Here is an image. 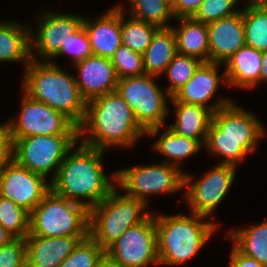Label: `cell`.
Returning <instances> with one entry per match:
<instances>
[{"label":"cell","instance_id":"cell-26","mask_svg":"<svg viewBox=\"0 0 267 267\" xmlns=\"http://www.w3.org/2000/svg\"><path fill=\"white\" fill-rule=\"evenodd\" d=\"M224 240L230 241L241 253L267 267V219L253 225L227 228Z\"/></svg>","mask_w":267,"mask_h":267},{"label":"cell","instance_id":"cell-1","mask_svg":"<svg viewBox=\"0 0 267 267\" xmlns=\"http://www.w3.org/2000/svg\"><path fill=\"white\" fill-rule=\"evenodd\" d=\"M106 153L78 141L67 153L56 177L50 182L51 190L90 210L116 188V170L108 174L105 168Z\"/></svg>","mask_w":267,"mask_h":267},{"label":"cell","instance_id":"cell-21","mask_svg":"<svg viewBox=\"0 0 267 267\" xmlns=\"http://www.w3.org/2000/svg\"><path fill=\"white\" fill-rule=\"evenodd\" d=\"M88 236L25 237L26 267H59L78 243Z\"/></svg>","mask_w":267,"mask_h":267},{"label":"cell","instance_id":"cell-12","mask_svg":"<svg viewBox=\"0 0 267 267\" xmlns=\"http://www.w3.org/2000/svg\"><path fill=\"white\" fill-rule=\"evenodd\" d=\"M19 109L5 120L12 138L79 135V128L64 114L36 101L20 89ZM13 116V117H12Z\"/></svg>","mask_w":267,"mask_h":267},{"label":"cell","instance_id":"cell-44","mask_svg":"<svg viewBox=\"0 0 267 267\" xmlns=\"http://www.w3.org/2000/svg\"><path fill=\"white\" fill-rule=\"evenodd\" d=\"M14 239L15 237L11 233L0 226V247L10 243Z\"/></svg>","mask_w":267,"mask_h":267},{"label":"cell","instance_id":"cell-46","mask_svg":"<svg viewBox=\"0 0 267 267\" xmlns=\"http://www.w3.org/2000/svg\"><path fill=\"white\" fill-rule=\"evenodd\" d=\"M228 267H237L236 264L229 258Z\"/></svg>","mask_w":267,"mask_h":267},{"label":"cell","instance_id":"cell-41","mask_svg":"<svg viewBox=\"0 0 267 267\" xmlns=\"http://www.w3.org/2000/svg\"><path fill=\"white\" fill-rule=\"evenodd\" d=\"M230 244L231 249L228 256L237 267H266L254 258L241 253L232 243Z\"/></svg>","mask_w":267,"mask_h":267},{"label":"cell","instance_id":"cell-37","mask_svg":"<svg viewBox=\"0 0 267 267\" xmlns=\"http://www.w3.org/2000/svg\"><path fill=\"white\" fill-rule=\"evenodd\" d=\"M239 5V0H204L192 18L208 24L239 13Z\"/></svg>","mask_w":267,"mask_h":267},{"label":"cell","instance_id":"cell-8","mask_svg":"<svg viewBox=\"0 0 267 267\" xmlns=\"http://www.w3.org/2000/svg\"><path fill=\"white\" fill-rule=\"evenodd\" d=\"M90 210L50 190L30 213L31 235L89 236Z\"/></svg>","mask_w":267,"mask_h":267},{"label":"cell","instance_id":"cell-16","mask_svg":"<svg viewBox=\"0 0 267 267\" xmlns=\"http://www.w3.org/2000/svg\"><path fill=\"white\" fill-rule=\"evenodd\" d=\"M50 190V182L44 176L20 166L15 160L0 172V196L12 200L29 213Z\"/></svg>","mask_w":267,"mask_h":267},{"label":"cell","instance_id":"cell-31","mask_svg":"<svg viewBox=\"0 0 267 267\" xmlns=\"http://www.w3.org/2000/svg\"><path fill=\"white\" fill-rule=\"evenodd\" d=\"M245 44L267 50V7L242 8Z\"/></svg>","mask_w":267,"mask_h":267},{"label":"cell","instance_id":"cell-23","mask_svg":"<svg viewBox=\"0 0 267 267\" xmlns=\"http://www.w3.org/2000/svg\"><path fill=\"white\" fill-rule=\"evenodd\" d=\"M170 114L173 120L175 119L172 123H167L172 131L186 138L198 140L204 146L213 121L214 112L211 109L202 105L169 102V117Z\"/></svg>","mask_w":267,"mask_h":267},{"label":"cell","instance_id":"cell-25","mask_svg":"<svg viewBox=\"0 0 267 267\" xmlns=\"http://www.w3.org/2000/svg\"><path fill=\"white\" fill-rule=\"evenodd\" d=\"M174 22L178 24L176 25ZM174 22L170 27L175 35L177 52L195 57L202 62H209L207 24L193 18H179Z\"/></svg>","mask_w":267,"mask_h":267},{"label":"cell","instance_id":"cell-33","mask_svg":"<svg viewBox=\"0 0 267 267\" xmlns=\"http://www.w3.org/2000/svg\"><path fill=\"white\" fill-rule=\"evenodd\" d=\"M0 226L15 238L25 239L30 230V213L12 200L0 196Z\"/></svg>","mask_w":267,"mask_h":267},{"label":"cell","instance_id":"cell-43","mask_svg":"<svg viewBox=\"0 0 267 267\" xmlns=\"http://www.w3.org/2000/svg\"><path fill=\"white\" fill-rule=\"evenodd\" d=\"M241 2H243L241 4ZM241 8L267 7V0H239Z\"/></svg>","mask_w":267,"mask_h":267},{"label":"cell","instance_id":"cell-27","mask_svg":"<svg viewBox=\"0 0 267 267\" xmlns=\"http://www.w3.org/2000/svg\"><path fill=\"white\" fill-rule=\"evenodd\" d=\"M176 53V40L172 28H159L143 53L145 74L160 77Z\"/></svg>","mask_w":267,"mask_h":267},{"label":"cell","instance_id":"cell-34","mask_svg":"<svg viewBox=\"0 0 267 267\" xmlns=\"http://www.w3.org/2000/svg\"><path fill=\"white\" fill-rule=\"evenodd\" d=\"M104 255L105 250L88 236L78 243L59 267H95Z\"/></svg>","mask_w":267,"mask_h":267},{"label":"cell","instance_id":"cell-15","mask_svg":"<svg viewBox=\"0 0 267 267\" xmlns=\"http://www.w3.org/2000/svg\"><path fill=\"white\" fill-rule=\"evenodd\" d=\"M222 86L224 89L228 87L224 65L203 62L193 77L171 97L170 102L202 105L215 113L219 108L225 107L235 100L234 97L223 96L219 91Z\"/></svg>","mask_w":267,"mask_h":267},{"label":"cell","instance_id":"cell-30","mask_svg":"<svg viewBox=\"0 0 267 267\" xmlns=\"http://www.w3.org/2000/svg\"><path fill=\"white\" fill-rule=\"evenodd\" d=\"M203 62L195 57L176 53L172 61L167 65L165 72L160 76L167 81L163 86L172 97L194 75ZM163 78V79H162ZM166 80H165V79Z\"/></svg>","mask_w":267,"mask_h":267},{"label":"cell","instance_id":"cell-38","mask_svg":"<svg viewBox=\"0 0 267 267\" xmlns=\"http://www.w3.org/2000/svg\"><path fill=\"white\" fill-rule=\"evenodd\" d=\"M0 267H26V245L23 238H15L0 247Z\"/></svg>","mask_w":267,"mask_h":267},{"label":"cell","instance_id":"cell-29","mask_svg":"<svg viewBox=\"0 0 267 267\" xmlns=\"http://www.w3.org/2000/svg\"><path fill=\"white\" fill-rule=\"evenodd\" d=\"M159 27L137 20L121 9V43L132 51L143 54Z\"/></svg>","mask_w":267,"mask_h":267},{"label":"cell","instance_id":"cell-13","mask_svg":"<svg viewBox=\"0 0 267 267\" xmlns=\"http://www.w3.org/2000/svg\"><path fill=\"white\" fill-rule=\"evenodd\" d=\"M213 114L206 138H231L238 141L251 156L267 138L266 123L236 99Z\"/></svg>","mask_w":267,"mask_h":267},{"label":"cell","instance_id":"cell-3","mask_svg":"<svg viewBox=\"0 0 267 267\" xmlns=\"http://www.w3.org/2000/svg\"><path fill=\"white\" fill-rule=\"evenodd\" d=\"M184 210L175 214L155 211L158 257L162 266H187L186 263L201 255L221 228L208 217Z\"/></svg>","mask_w":267,"mask_h":267},{"label":"cell","instance_id":"cell-17","mask_svg":"<svg viewBox=\"0 0 267 267\" xmlns=\"http://www.w3.org/2000/svg\"><path fill=\"white\" fill-rule=\"evenodd\" d=\"M72 67L76 84L86 102L116 91L118 77L111 59L90 55Z\"/></svg>","mask_w":267,"mask_h":267},{"label":"cell","instance_id":"cell-40","mask_svg":"<svg viewBox=\"0 0 267 267\" xmlns=\"http://www.w3.org/2000/svg\"><path fill=\"white\" fill-rule=\"evenodd\" d=\"M204 0H174L171 11L175 19L192 18Z\"/></svg>","mask_w":267,"mask_h":267},{"label":"cell","instance_id":"cell-14","mask_svg":"<svg viewBox=\"0 0 267 267\" xmlns=\"http://www.w3.org/2000/svg\"><path fill=\"white\" fill-rule=\"evenodd\" d=\"M117 267H155L159 264L155 211L125 231L106 250Z\"/></svg>","mask_w":267,"mask_h":267},{"label":"cell","instance_id":"cell-18","mask_svg":"<svg viewBox=\"0 0 267 267\" xmlns=\"http://www.w3.org/2000/svg\"><path fill=\"white\" fill-rule=\"evenodd\" d=\"M85 29L93 55L111 59L121 43V8L117 3L93 17L85 14Z\"/></svg>","mask_w":267,"mask_h":267},{"label":"cell","instance_id":"cell-22","mask_svg":"<svg viewBox=\"0 0 267 267\" xmlns=\"http://www.w3.org/2000/svg\"><path fill=\"white\" fill-rule=\"evenodd\" d=\"M262 51L243 45L223 65L228 89L252 91L259 88ZM247 89V90H246Z\"/></svg>","mask_w":267,"mask_h":267},{"label":"cell","instance_id":"cell-42","mask_svg":"<svg viewBox=\"0 0 267 267\" xmlns=\"http://www.w3.org/2000/svg\"><path fill=\"white\" fill-rule=\"evenodd\" d=\"M261 62L259 86H265L267 88V50L262 52Z\"/></svg>","mask_w":267,"mask_h":267},{"label":"cell","instance_id":"cell-4","mask_svg":"<svg viewBox=\"0 0 267 267\" xmlns=\"http://www.w3.org/2000/svg\"><path fill=\"white\" fill-rule=\"evenodd\" d=\"M60 65L31 60L22 70L20 89L32 99L64 114L79 128L85 119L87 102L80 94L72 70Z\"/></svg>","mask_w":267,"mask_h":267},{"label":"cell","instance_id":"cell-24","mask_svg":"<svg viewBox=\"0 0 267 267\" xmlns=\"http://www.w3.org/2000/svg\"><path fill=\"white\" fill-rule=\"evenodd\" d=\"M28 21L0 19V64L21 63L23 70L31 61ZM23 63V64H22Z\"/></svg>","mask_w":267,"mask_h":267},{"label":"cell","instance_id":"cell-9","mask_svg":"<svg viewBox=\"0 0 267 267\" xmlns=\"http://www.w3.org/2000/svg\"><path fill=\"white\" fill-rule=\"evenodd\" d=\"M160 81V77L147 74L118 79L116 91L130 106L136 121L146 132L167 125L170 119L171 96Z\"/></svg>","mask_w":267,"mask_h":267},{"label":"cell","instance_id":"cell-7","mask_svg":"<svg viewBox=\"0 0 267 267\" xmlns=\"http://www.w3.org/2000/svg\"><path fill=\"white\" fill-rule=\"evenodd\" d=\"M238 167L214 163L200 175L184 173L183 204L191 213L202 215L216 221L215 214L227 199L237 178ZM213 216V217H212Z\"/></svg>","mask_w":267,"mask_h":267},{"label":"cell","instance_id":"cell-35","mask_svg":"<svg viewBox=\"0 0 267 267\" xmlns=\"http://www.w3.org/2000/svg\"><path fill=\"white\" fill-rule=\"evenodd\" d=\"M111 62L114 66L118 79L144 75L143 54L132 51L124 45L115 51Z\"/></svg>","mask_w":267,"mask_h":267},{"label":"cell","instance_id":"cell-28","mask_svg":"<svg viewBox=\"0 0 267 267\" xmlns=\"http://www.w3.org/2000/svg\"><path fill=\"white\" fill-rule=\"evenodd\" d=\"M116 2L129 16L159 28L170 27L175 20L171 4L166 0H126V4L121 0Z\"/></svg>","mask_w":267,"mask_h":267},{"label":"cell","instance_id":"cell-39","mask_svg":"<svg viewBox=\"0 0 267 267\" xmlns=\"http://www.w3.org/2000/svg\"><path fill=\"white\" fill-rule=\"evenodd\" d=\"M13 139L5 121L0 122V172L13 160Z\"/></svg>","mask_w":267,"mask_h":267},{"label":"cell","instance_id":"cell-32","mask_svg":"<svg viewBox=\"0 0 267 267\" xmlns=\"http://www.w3.org/2000/svg\"><path fill=\"white\" fill-rule=\"evenodd\" d=\"M207 151V152H206ZM216 159L218 164H229L236 167L246 162L250 154L231 138H206L204 153ZM248 157V158H247Z\"/></svg>","mask_w":267,"mask_h":267},{"label":"cell","instance_id":"cell-5","mask_svg":"<svg viewBox=\"0 0 267 267\" xmlns=\"http://www.w3.org/2000/svg\"><path fill=\"white\" fill-rule=\"evenodd\" d=\"M152 212L143 201L126 196L115 188L90 209L89 236L106 250L125 231L143 222Z\"/></svg>","mask_w":267,"mask_h":267},{"label":"cell","instance_id":"cell-19","mask_svg":"<svg viewBox=\"0 0 267 267\" xmlns=\"http://www.w3.org/2000/svg\"><path fill=\"white\" fill-rule=\"evenodd\" d=\"M146 137L152 141L148 150L151 154H159L162 162L178 167L183 173L186 172L185 161L204 151L198 140L178 135L167 125L149 129Z\"/></svg>","mask_w":267,"mask_h":267},{"label":"cell","instance_id":"cell-20","mask_svg":"<svg viewBox=\"0 0 267 267\" xmlns=\"http://www.w3.org/2000/svg\"><path fill=\"white\" fill-rule=\"evenodd\" d=\"M209 33V62L224 64L245 45L242 9L235 15L207 24Z\"/></svg>","mask_w":267,"mask_h":267},{"label":"cell","instance_id":"cell-45","mask_svg":"<svg viewBox=\"0 0 267 267\" xmlns=\"http://www.w3.org/2000/svg\"><path fill=\"white\" fill-rule=\"evenodd\" d=\"M95 267H117L106 255L96 264Z\"/></svg>","mask_w":267,"mask_h":267},{"label":"cell","instance_id":"cell-2","mask_svg":"<svg viewBox=\"0 0 267 267\" xmlns=\"http://www.w3.org/2000/svg\"><path fill=\"white\" fill-rule=\"evenodd\" d=\"M143 138L146 131L117 91L87 102L85 119L79 127L82 144L106 152L115 148L129 151Z\"/></svg>","mask_w":267,"mask_h":267},{"label":"cell","instance_id":"cell-36","mask_svg":"<svg viewBox=\"0 0 267 267\" xmlns=\"http://www.w3.org/2000/svg\"><path fill=\"white\" fill-rule=\"evenodd\" d=\"M90 55H93L91 44L85 29L81 27L75 34L69 35L66 43L50 62L58 64V58H66L68 56V59L71 57V63L69 62V64L73 66Z\"/></svg>","mask_w":267,"mask_h":267},{"label":"cell","instance_id":"cell-47","mask_svg":"<svg viewBox=\"0 0 267 267\" xmlns=\"http://www.w3.org/2000/svg\"><path fill=\"white\" fill-rule=\"evenodd\" d=\"M169 4H172L174 0H166Z\"/></svg>","mask_w":267,"mask_h":267},{"label":"cell","instance_id":"cell-11","mask_svg":"<svg viewBox=\"0 0 267 267\" xmlns=\"http://www.w3.org/2000/svg\"><path fill=\"white\" fill-rule=\"evenodd\" d=\"M13 139V160L51 182L79 135L28 136Z\"/></svg>","mask_w":267,"mask_h":267},{"label":"cell","instance_id":"cell-6","mask_svg":"<svg viewBox=\"0 0 267 267\" xmlns=\"http://www.w3.org/2000/svg\"><path fill=\"white\" fill-rule=\"evenodd\" d=\"M183 187L184 173L166 162H143L116 169V188L126 196L143 201L149 208L155 196L174 197L180 193L183 200Z\"/></svg>","mask_w":267,"mask_h":267},{"label":"cell","instance_id":"cell-48","mask_svg":"<svg viewBox=\"0 0 267 267\" xmlns=\"http://www.w3.org/2000/svg\"><path fill=\"white\" fill-rule=\"evenodd\" d=\"M156 267H165V266H162L161 264H158Z\"/></svg>","mask_w":267,"mask_h":267},{"label":"cell","instance_id":"cell-10","mask_svg":"<svg viewBox=\"0 0 267 267\" xmlns=\"http://www.w3.org/2000/svg\"><path fill=\"white\" fill-rule=\"evenodd\" d=\"M45 7H38L33 14V21L29 20L31 59L37 61H50L61 50L69 35L82 27L84 20V14L80 11L78 14L77 11Z\"/></svg>","mask_w":267,"mask_h":267}]
</instances>
